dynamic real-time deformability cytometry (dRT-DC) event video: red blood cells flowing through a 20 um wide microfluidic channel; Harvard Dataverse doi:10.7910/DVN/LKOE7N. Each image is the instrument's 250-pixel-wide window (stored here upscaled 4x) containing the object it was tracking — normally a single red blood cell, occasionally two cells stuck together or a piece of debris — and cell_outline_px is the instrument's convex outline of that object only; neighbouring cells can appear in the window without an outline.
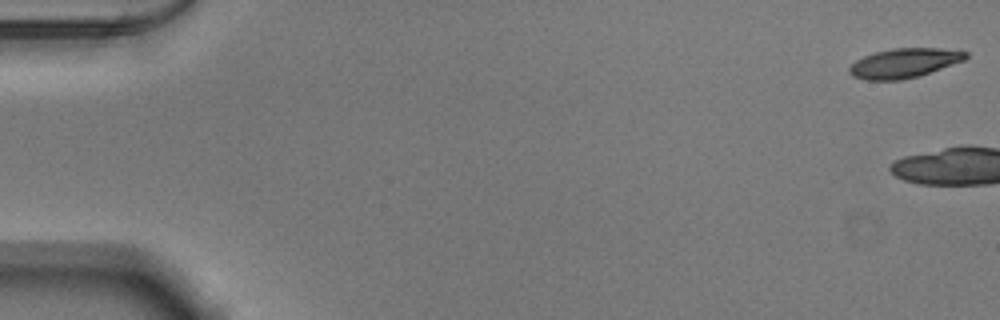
{"species": "Egyptian fruit bat (a non-hibernating species)", "species_latin": "Rousettus aegyptiacus", "temperature_condition": "warm", "stored_images_in_passage": 9, "camera_frame_rate_fps": 3000, "um_per_image_px": 0.085, "animal": {"sex": "male"}, "frame": {"image": 1, "passage_image": 1, "time_ms": 0.0, "image_size_px": [1000, 320], "cell_outline_px": [[968, 56], [964, 60], [920, 76], [900, 80], [864, 80], [852, 76], [848, 72], [848, 68], [856, 60], [864, 56], [876, 52], [892, 48], [940, 48], [968, 52]], "centroid_in_image_um": [76.83, 5.37], "position_along_channel_um": 8.2, "area_um2": 20.0}}